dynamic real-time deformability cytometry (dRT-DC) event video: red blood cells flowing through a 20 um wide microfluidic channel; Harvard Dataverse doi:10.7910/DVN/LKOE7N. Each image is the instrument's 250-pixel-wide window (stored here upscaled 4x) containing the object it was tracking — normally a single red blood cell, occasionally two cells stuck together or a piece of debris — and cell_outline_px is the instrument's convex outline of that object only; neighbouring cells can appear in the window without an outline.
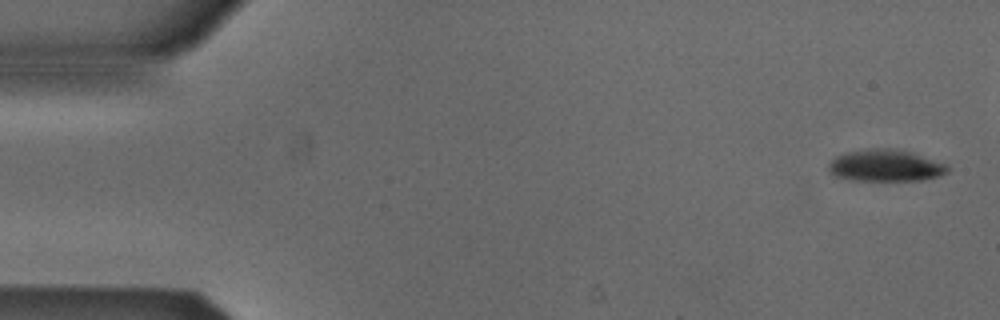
{"species": "Egyptian fruit bat (a non-hibernating species)", "species_latin": "Rousettus aegyptiacus", "temperature_condition": "cold", "stored_images_in_passage": 46, "camera_frame_rate_fps": 3000, "um_per_image_px": 0.085, "animal": {"sex": "male"}, "frame": {"image": 1, "passage_image": 1, "time_ms": 0.0, "image_size_px": [1000, 320], "cell_outline_px": [[948, 172], [924, 180], [852, 180], [836, 176], [828, 168], [828, 164], [836, 156], [848, 152], [876, 148], [896, 148], [912, 152], [948, 164]], "centroid_in_image_um": [75.3, 14.06], "position_along_channel_um": 9.7, "area_um2": 21.91}}
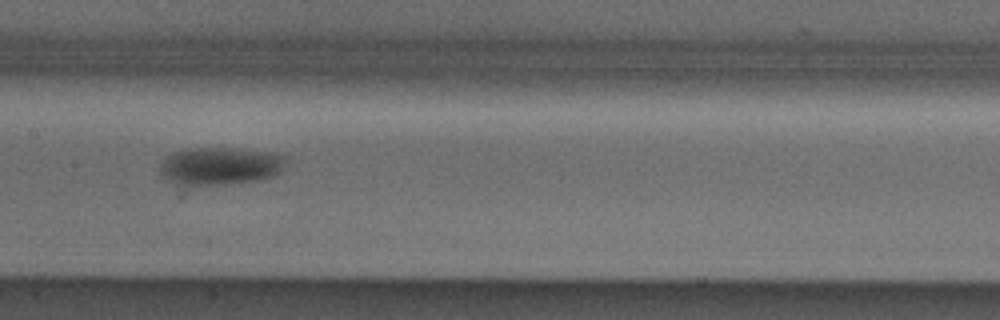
{"frame": {"image": 2, "passage_image": 25, "time_ms": 8.0, "image_size_px": [1000, 320], "cell_outline_px": [[284, 160], [280, 172], [272, 176], [256, 180], [228, 184], [184, 188], [180, 188], [164, 180], [160, 176], [160, 164], [164, 156], [172, 152], [184, 148], [240, 148], [268, 152], [284, 156]], "centroid_in_image_um": [18.53, 14.15], "position_along_channel_um": 188.9, "area_um2": 28.67}}
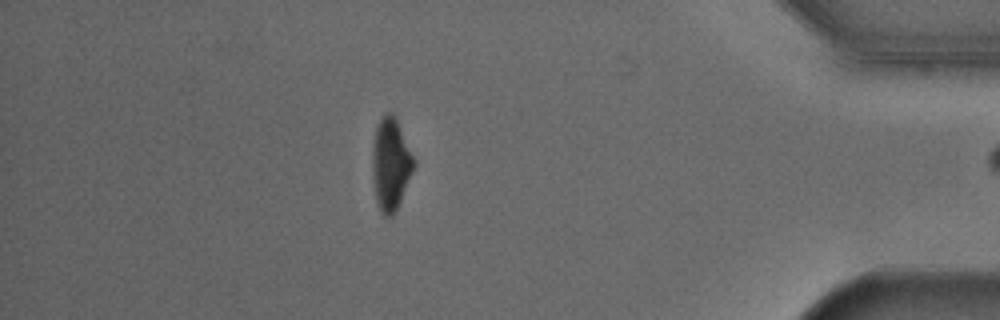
{"frame": {"image": 3, "passage_image": 45, "time_ms": 14.667, "image_size_px": [1000, 320], "cell_outline_px": [[416, 164], [400, 200], [392, 216], [384, 216], [380, 212], [376, 200], [372, 180], [372, 148], [376, 128], [384, 112], [392, 112], [396, 116], [416, 160]], "centroid_in_image_um": [33.21, 13.9], "position_along_channel_um": 402.0, "area_um2": 22.54}}